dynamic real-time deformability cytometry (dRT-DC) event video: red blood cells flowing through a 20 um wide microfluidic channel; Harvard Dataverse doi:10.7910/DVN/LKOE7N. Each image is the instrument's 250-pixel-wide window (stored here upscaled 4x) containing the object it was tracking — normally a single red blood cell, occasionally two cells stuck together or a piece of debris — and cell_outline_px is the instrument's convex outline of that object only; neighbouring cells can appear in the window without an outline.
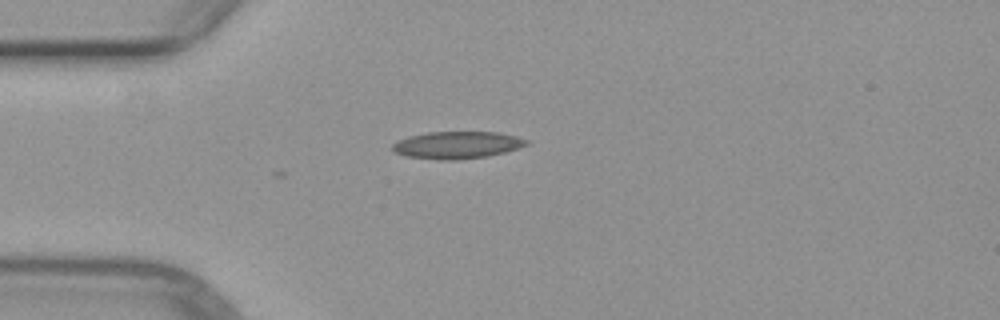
{"species": "common noctule bat (a hibernating species)", "species_latin": "Nyctalus noctula", "temperature_condition": "warm", "stored_images_in_passage": 25, "camera_frame_rate_fps": 3000, "um_per_image_px": 0.085, "animal": {"sex": "female", "body_mass_g": 29.2, "forearm_length_mm": 56.3}, "frame": {"image": 1, "passage_image": 1, "time_ms": 0.0, "image_size_px": [1000, 320], "cell_outline_px": [[528, 144], [520, 148], [488, 156], [456, 160], [440, 160], [404, 156], [392, 152], [392, 144], [408, 136], [428, 132], [496, 132], [516, 136], [528, 140]], "centroid_in_image_um": [38.83, 12.33], "position_along_channel_um": 46.2, "area_um2": 21.33}}
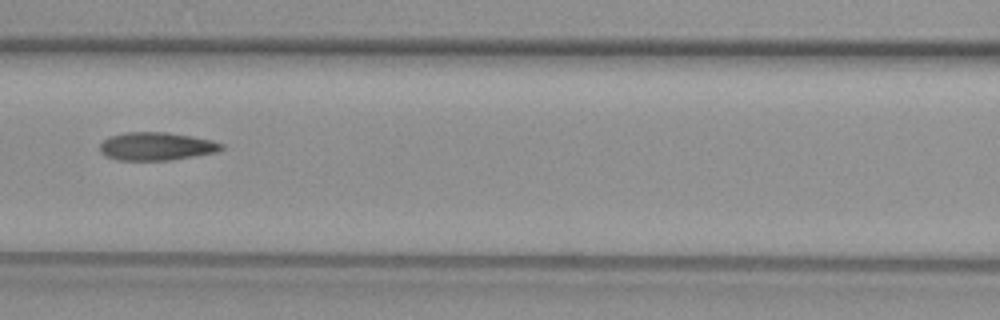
{"frame": {"image": 2, "passage_image": 10, "time_ms": 3.0, "image_size_px": [1000, 320], "cell_outline_px": [[224, 148], [220, 152], [196, 156], [168, 160], [116, 160], [104, 156], [100, 152], [100, 144], [108, 136], [124, 132], [164, 132], [192, 136], [212, 140], [224, 144]], "centroid_in_image_um": [13.3, 12.44], "position_along_channel_um": 153.3, "area_um2": 20.17}}
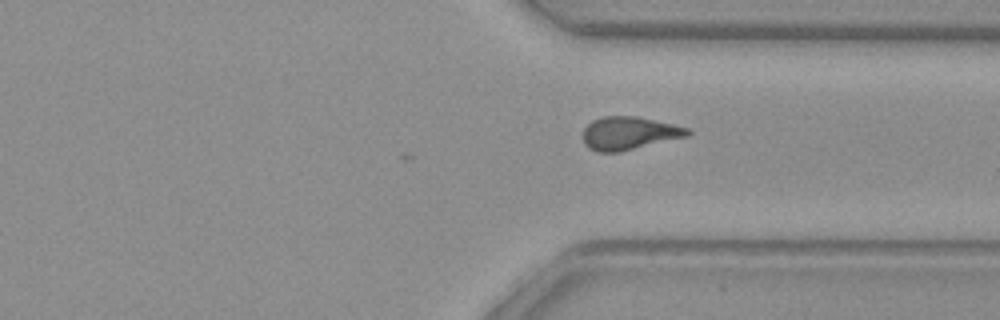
{"frame": {"image": 3, "passage_image": 25, "time_ms": 8.0, "image_size_px": [1000, 320], "cell_outline_px": [[692, 132], [688, 136], [620, 152], [596, 152], [588, 148], [584, 144], [584, 128], [592, 120], [604, 116], [636, 116], [672, 124], [688, 128]], "centroid_in_image_um": [53.46, 11.33], "position_along_channel_um": 357.9, "area_um2": 20.11}}